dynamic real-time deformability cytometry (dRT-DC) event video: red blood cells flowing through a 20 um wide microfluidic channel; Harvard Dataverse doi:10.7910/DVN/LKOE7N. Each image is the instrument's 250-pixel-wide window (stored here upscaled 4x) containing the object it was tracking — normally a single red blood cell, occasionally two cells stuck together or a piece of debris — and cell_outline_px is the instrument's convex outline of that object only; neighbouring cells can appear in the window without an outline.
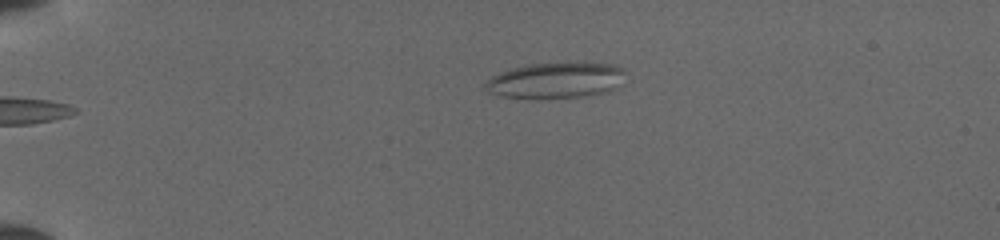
{"species": "common noctule bat (a hibernating species)", "species_latin": "Nyctalus noctula", "temperature_condition": "cold", "stored_images_in_passage": 41, "camera_frame_rate_fps": 3000, "um_per_image_px": 0.085, "animal": {"sex": "female", "body_mass_g": 19.5, "forearm_length_mm": 54.1}, "frame": {"image": 1, "passage_image": 2, "time_ms": 0.333, "image_size_px": [1000, 240], "cell_outline_px": [[624, 72], [608, 92], [580, 96], [500, 96], [488, 92], [484, 88], [484, 84], [492, 76], [508, 68], [532, 64], [612, 64], [624, 68]], "centroid_in_image_um": [47.14, 6.81], "position_along_channel_um": 37.9, "area_um2": 27.63}}
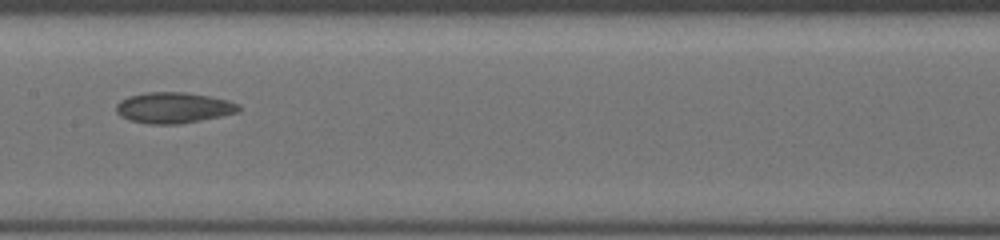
{"frame": {"image": 2, "passage_image": 18, "time_ms": 5.667, "image_size_px": [1000, 240], "cell_outline_px": [[240, 112], [180, 124], [148, 124], [128, 120], [120, 116], [116, 112], [116, 104], [120, 100], [128, 96], [144, 92], [184, 92], [208, 96], [228, 100], [240, 104]], "centroid_in_image_um": [14.72, 9.16], "position_along_channel_um": 192.7, "area_um2": 22.2}}
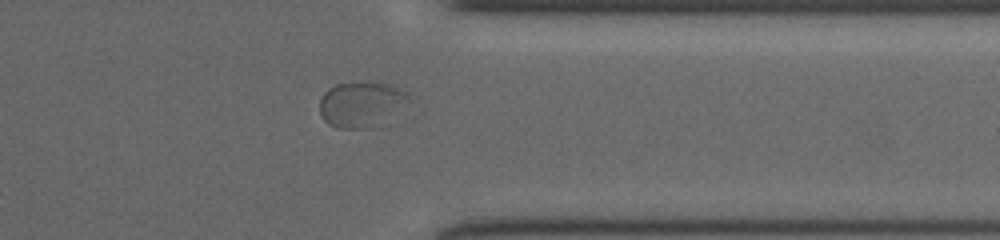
{"frame": {"image": 3, "passage_image": 32, "time_ms": 10.333, "image_size_px": [1000, 240], "cell_outline_px": [[412, 100], [372, 128], [336, 128], [328, 124], [324, 120], [320, 112], [320, 100], [324, 92], [328, 88], [336, 84], [368, 80], [380, 80], [392, 84], [408, 92]], "centroid_in_image_um": [30.72, 8.8], "position_along_channel_um": 380.7, "area_um2": 24.1}}